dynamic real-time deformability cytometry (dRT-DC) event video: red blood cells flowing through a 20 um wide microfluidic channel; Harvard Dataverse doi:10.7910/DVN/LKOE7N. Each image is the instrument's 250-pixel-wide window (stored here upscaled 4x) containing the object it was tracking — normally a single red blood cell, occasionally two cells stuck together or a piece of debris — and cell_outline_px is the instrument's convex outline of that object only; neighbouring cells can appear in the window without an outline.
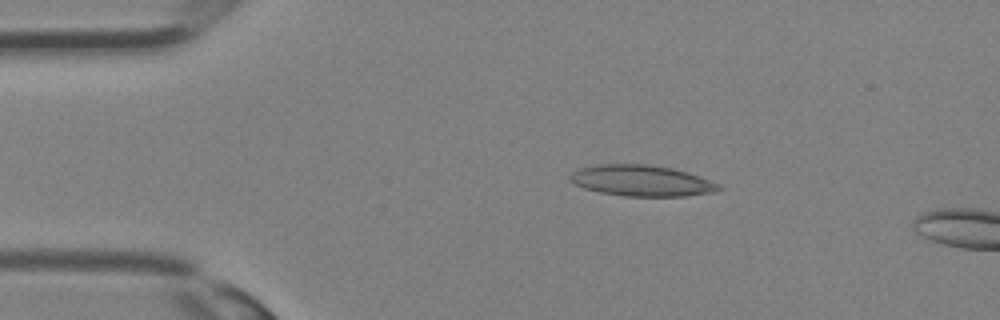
{"species": "Egyptian fruit bat (a non-hibernating species)", "species_latin": "Rousettus aegyptiacus", "temperature_condition": "room temperature", "stored_images_in_passage": 4, "camera_frame_rate_fps": 3000, "um_per_image_px": 0.085, "animal": {"sex": "female"}, "frame": {"image": 1, "passage_image": 1, "time_ms": 0.0, "image_size_px": [1000, 320], "cell_outline_px": [[724, 188], [716, 192], [684, 196], [624, 196], [600, 192], [584, 188], [576, 184], [568, 176], [572, 172], [580, 168], [596, 164], [648, 164], [672, 168], [688, 172], [700, 176], [720, 184]], "centroid_in_image_um": [54.58, 15.35], "position_along_channel_um": 30.4, "area_um2": 26.99}}